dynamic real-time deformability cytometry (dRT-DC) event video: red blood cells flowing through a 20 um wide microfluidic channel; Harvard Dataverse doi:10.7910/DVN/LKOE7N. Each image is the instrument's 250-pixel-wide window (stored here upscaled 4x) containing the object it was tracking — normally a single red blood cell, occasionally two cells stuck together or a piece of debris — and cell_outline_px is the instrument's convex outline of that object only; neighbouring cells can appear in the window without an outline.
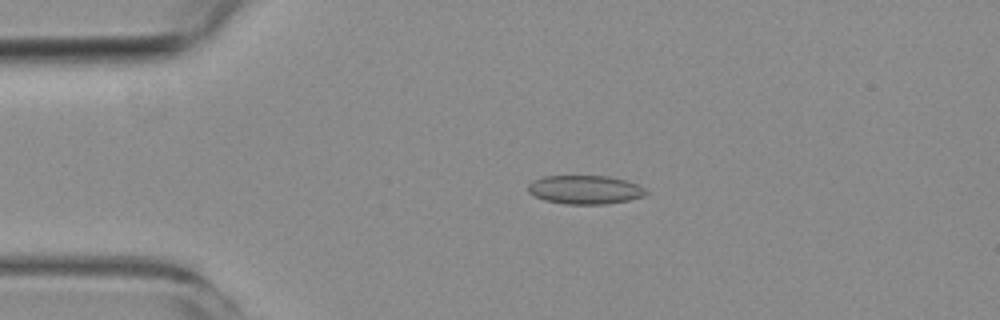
{"species": "common noctule bat (a hibernating species)", "species_latin": "Nyctalus noctula", "temperature_condition": "room temperature", "stored_images_in_passage": 5, "camera_frame_rate_fps": 3000, "um_per_image_px": 0.085, "animal": {"sex": "female", "body_mass_g": 19.3, "forearm_length_mm": 54.1}, "frame": {"image": 1, "passage_image": 4, "time_ms": 3.667, "image_size_px": [1000, 320], "cell_outline_px": [[648, 192], [644, 196], [628, 200], [604, 204], [564, 204], [544, 200], [528, 192], [528, 184], [532, 180], [544, 176], [608, 176], [628, 180], [644, 188]], "centroid_in_image_um": [49.72, 16.12], "position_along_channel_um": 35.3, "area_um2": 19.77}}